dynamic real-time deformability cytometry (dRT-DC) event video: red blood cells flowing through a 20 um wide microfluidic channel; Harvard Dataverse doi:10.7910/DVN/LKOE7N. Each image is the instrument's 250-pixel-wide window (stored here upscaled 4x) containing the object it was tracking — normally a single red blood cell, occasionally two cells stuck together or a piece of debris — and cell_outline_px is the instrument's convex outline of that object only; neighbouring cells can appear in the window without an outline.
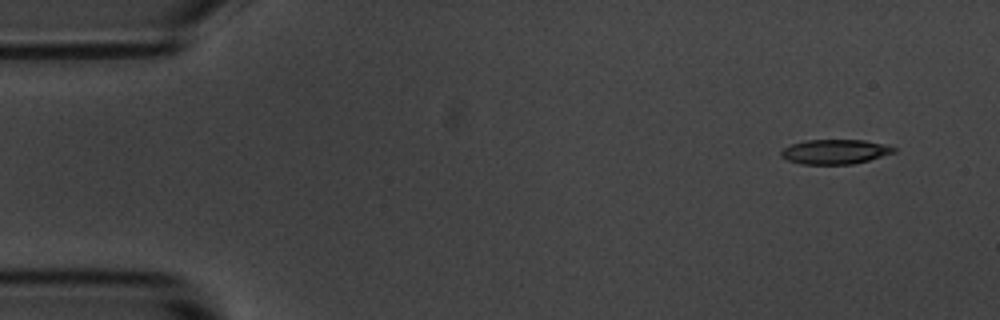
{"species": "common noctule bat (a hibernating species)", "species_latin": "Nyctalus noctula", "temperature_condition": "room temperature", "stored_images_in_passage": 4, "camera_frame_rate_fps": 3000, "um_per_image_px": 0.085, "animal": {"sex": "male", "body_mass_g": 20.1, "forearm_length_mm": 53.5}, "frame": {"image": 1, "passage_image": 1, "time_ms": 0.0, "image_size_px": [1000, 320], "cell_outline_px": [[896, 152], [868, 160], [852, 164], [800, 164], [788, 160], [780, 156], [780, 152], [784, 148], [792, 144], [804, 140], [864, 140], [884, 144], [896, 148]], "centroid_in_image_um": [70.96, 12.89], "position_along_channel_um": 14.0, "area_um2": 16.13}}
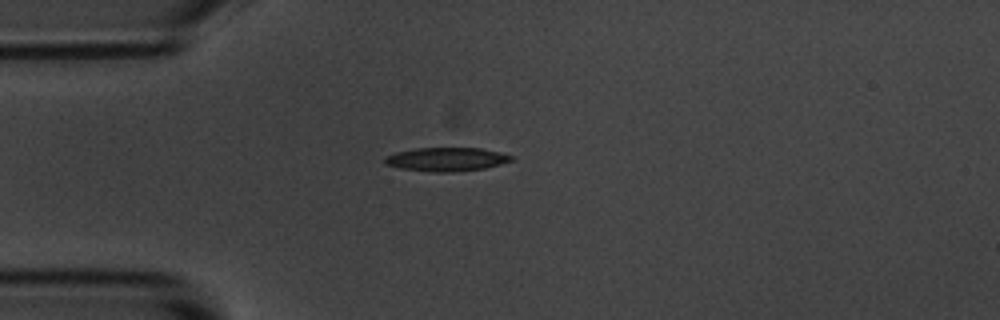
{"frame": {"image": 2, "passage_image": 4, "time_ms": 3.333, "image_size_px": [1000, 320], "cell_outline_px": [[512, 160], [500, 164], [484, 168], [448, 172], [432, 172], [400, 168], [384, 164], [384, 156], [396, 152], [416, 148], [480, 148], [500, 152], [512, 156]], "centroid_in_image_um": [37.9, 13.53], "position_along_channel_um": 47.1, "area_um2": 17.34}}